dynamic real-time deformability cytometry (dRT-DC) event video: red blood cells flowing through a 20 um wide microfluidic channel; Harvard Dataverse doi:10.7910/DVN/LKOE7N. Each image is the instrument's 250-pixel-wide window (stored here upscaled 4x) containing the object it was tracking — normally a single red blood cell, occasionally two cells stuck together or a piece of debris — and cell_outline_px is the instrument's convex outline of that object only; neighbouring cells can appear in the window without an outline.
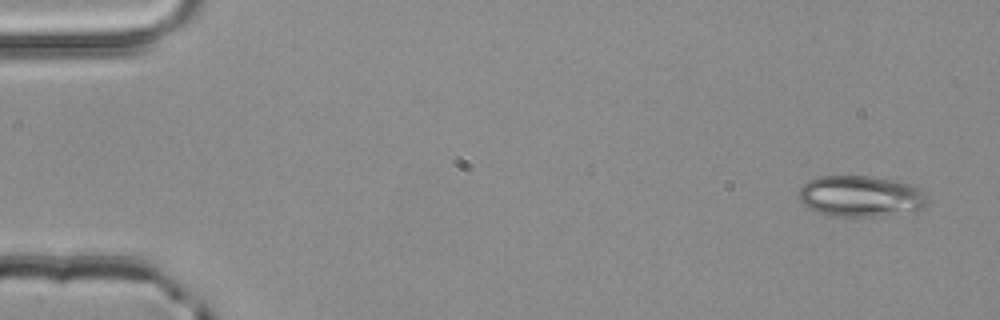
{"species": "common noctule bat (a hibernating species)", "species_latin": "Nyctalus noctula", "temperature_condition": "room temperature", "stored_images_in_passage": 3, "camera_frame_rate_fps": 3000, "um_per_image_px": 0.085, "animal": {"sex": "male", "body_mass_g": 20.4}, "frame": {"image": 1, "passage_image": 1, "time_ms": 0.0, "image_size_px": [1000, 320], "cell_outline_px": [[928, 204], [924, 208], [916, 212], [884, 216], [832, 216], [816, 212], [804, 204], [800, 200], [800, 188], [808, 180], [820, 176], [868, 176], [900, 180], [916, 188], [928, 200]], "centroid_in_image_um": [73.19, 16.69], "position_along_channel_um": 11.8, "area_um2": 30.98}}